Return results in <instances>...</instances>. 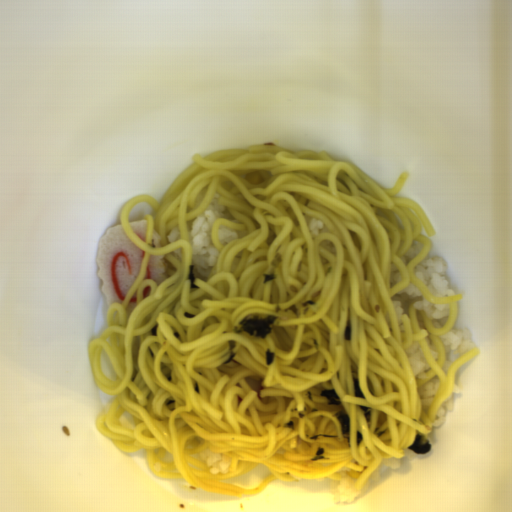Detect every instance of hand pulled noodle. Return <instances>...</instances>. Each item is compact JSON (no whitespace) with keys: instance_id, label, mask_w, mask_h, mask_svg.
Wrapping results in <instances>:
<instances>
[{"instance_id":"14784b9a","label":"hand pulled noodle","mask_w":512,"mask_h":512,"mask_svg":"<svg viewBox=\"0 0 512 512\" xmlns=\"http://www.w3.org/2000/svg\"><path fill=\"white\" fill-rule=\"evenodd\" d=\"M191 158L159 203L138 194L120 209V226L143 257L123 303L108 305L107 328L88 343L93 381L113 395L96 429L119 450H144L156 476L206 493L240 499L273 480L340 482L342 468L361 472L362 489L382 461L405 458L417 434L429 442L455 373L480 354L474 347L443 370L439 336L452 330L463 296L435 297L414 274L432 246L421 224L428 236L435 230L418 203L395 197L409 172L382 188L326 150L274 144ZM216 193L239 223L214 222L217 259L202 276L186 224ZM140 203L152 213L128 220ZM306 216L326 231L310 235ZM142 218L145 242L129 225ZM172 228L179 240L168 242ZM179 248L180 262L171 254ZM160 254L168 267L157 287L144 278L150 256ZM410 282L428 300L450 304L448 323L411 303L398 328L391 298ZM268 315L278 318L265 338L242 329L245 317ZM414 342L430 364L427 378L414 376L406 358ZM436 375L441 386L423 408L417 389ZM329 389L340 404L321 397ZM205 448L228 456L226 474L208 471L198 455ZM261 464L271 475L254 489L222 481Z\"/></svg>"}]
</instances>
